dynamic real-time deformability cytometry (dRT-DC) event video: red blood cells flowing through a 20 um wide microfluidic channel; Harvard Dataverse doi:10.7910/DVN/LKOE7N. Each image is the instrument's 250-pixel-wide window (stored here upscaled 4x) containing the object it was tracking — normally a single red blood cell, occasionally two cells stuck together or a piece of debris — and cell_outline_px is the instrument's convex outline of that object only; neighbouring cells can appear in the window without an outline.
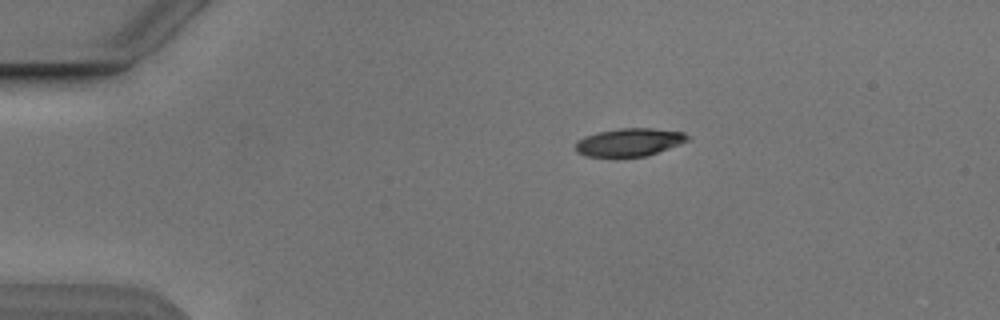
{"species": "Egyptian fruit bat (a non-hibernating species)", "species_latin": "Rousettus aegyptiacus", "temperature_condition": "cold", "stored_images_in_passage": 6, "camera_frame_rate_fps": 3000, "um_per_image_px": 0.085, "animal": {"sex": "male"}, "frame": {"image": 1, "passage_image": 1, "time_ms": 0.0, "image_size_px": [1000, 320], "cell_outline_px": [[688, 140], [680, 144], [644, 156], [588, 156], [576, 152], [576, 140], [584, 136], [596, 132], [620, 128], [652, 128], [684, 132], [688, 136]], "centroid_in_image_um": [53.46, 12.07], "position_along_channel_um": 31.5, "area_um2": 18.03}}
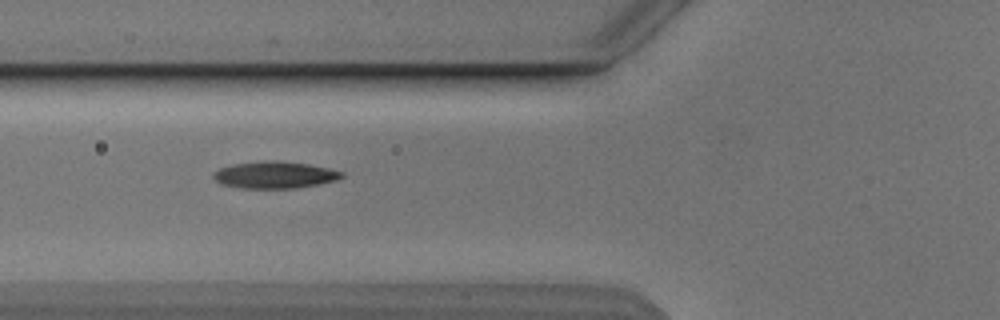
{"frame": {"image": 2, "passage_image": 4, "time_ms": 3.333, "image_size_px": [1000, 320], "cell_outline_px": [[344, 176], [336, 180], [296, 188], [244, 188], [224, 184], [216, 180], [212, 176], [212, 172], [220, 168], [232, 164], [264, 160], [280, 160], [308, 164], [328, 168], [344, 172]], "centroid_in_image_um": [23.35, 14.85], "position_along_channel_um": 102.5, "area_um2": 20.06}}
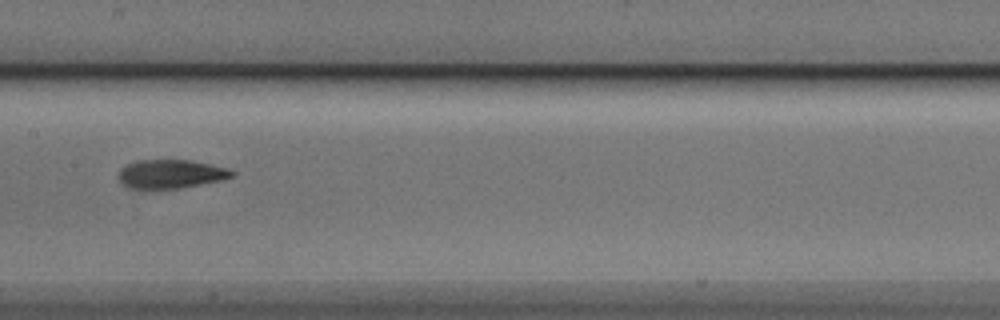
{"frame": {"image": 3, "passage_image": 6, "time_ms": 5.667, "image_size_px": [1000, 320], "cell_outline_px": [[236, 176], [224, 180], [180, 188], [148, 192], [144, 192], [128, 188], [120, 180], [120, 168], [136, 160], [192, 160], [228, 168], [236, 172]], "centroid_in_image_um": [14.53, 14.83], "position_along_channel_um": 192.9, "area_um2": 19.83}}